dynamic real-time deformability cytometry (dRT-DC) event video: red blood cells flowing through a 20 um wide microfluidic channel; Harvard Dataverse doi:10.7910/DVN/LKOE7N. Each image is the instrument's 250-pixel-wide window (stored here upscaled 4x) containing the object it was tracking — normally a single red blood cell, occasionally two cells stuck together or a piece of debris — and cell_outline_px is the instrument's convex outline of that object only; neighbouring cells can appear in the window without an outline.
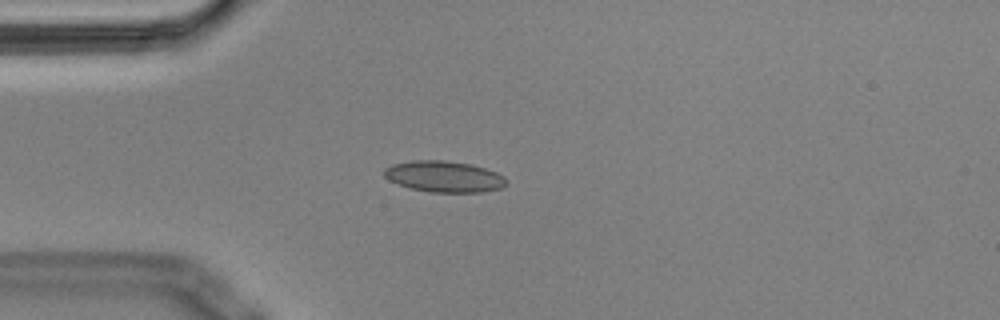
{"species": "Egyptian fruit bat (a non-hibernating species)", "species_latin": "Rousettus aegyptiacus", "temperature_condition": "cold", "stored_images_in_passage": 42, "segment_of_instrument_passage": [1, 2], "camera_frame_rate_fps": 3000, "um_per_image_px": 0.085, "animal": {"sex": "male"}, "frame": {"image": 1, "passage_image": 1, "time_ms": 0.0, "image_size_px": [1000, 320], "cell_outline_px": [[504, 184], [500, 188], [484, 192], [432, 192], [412, 188], [388, 180], [384, 176], [384, 168], [392, 164], [412, 160], [444, 160], [472, 164], [496, 172], [504, 176]], "centroid_in_image_um": [37.72, 14.99], "position_along_channel_um": 47.3, "area_um2": 22.02}}
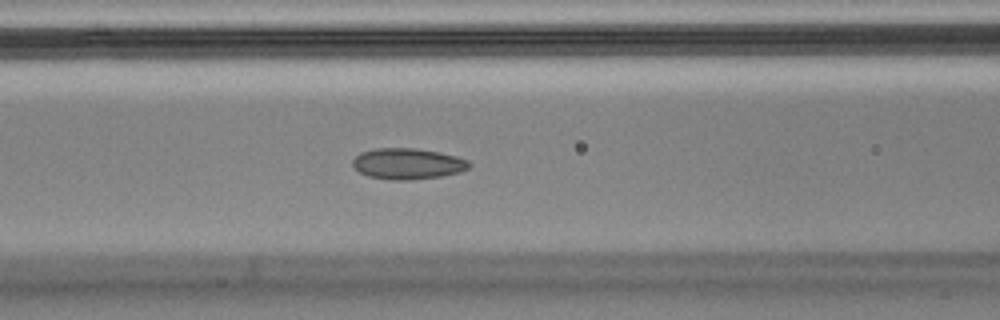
{"frame": {"image": 2, "passage_image": 9, "time_ms": 2.667, "image_size_px": [1000, 320], "cell_outline_px": [[472, 164], [468, 168], [460, 172], [440, 176], [412, 180], [392, 180], [368, 176], [360, 172], [352, 164], [352, 160], [360, 152], [376, 148], [416, 148], [440, 152], [456, 156], [468, 160]], "centroid_in_image_um": [34.66, 13.91], "position_along_channel_um": 131.9, "area_um2": 21.1}}
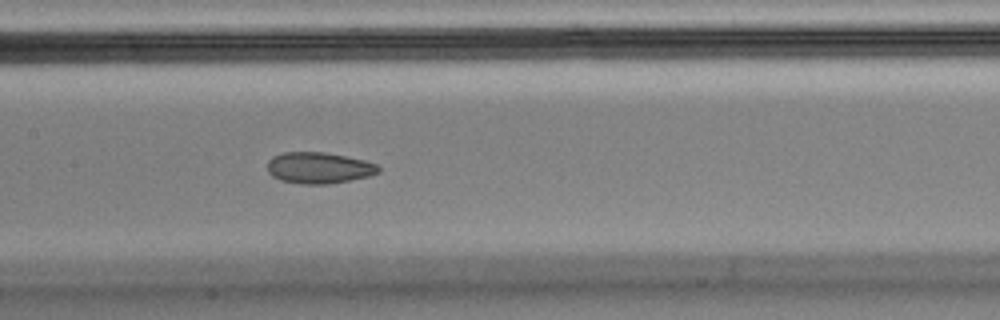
{"frame": {"image": 3, "passage_image": 13, "time_ms": 4.0, "image_size_px": [1000, 320], "cell_outline_px": [[380, 172], [368, 176], [328, 184], [304, 184], [280, 180], [272, 176], [268, 172], [268, 160], [272, 156], [284, 152], [324, 152], [364, 160], [376, 164], [380, 168]], "centroid_in_image_um": [27.08, 14.26], "position_along_channel_um": 180.3, "area_um2": 20.11}}